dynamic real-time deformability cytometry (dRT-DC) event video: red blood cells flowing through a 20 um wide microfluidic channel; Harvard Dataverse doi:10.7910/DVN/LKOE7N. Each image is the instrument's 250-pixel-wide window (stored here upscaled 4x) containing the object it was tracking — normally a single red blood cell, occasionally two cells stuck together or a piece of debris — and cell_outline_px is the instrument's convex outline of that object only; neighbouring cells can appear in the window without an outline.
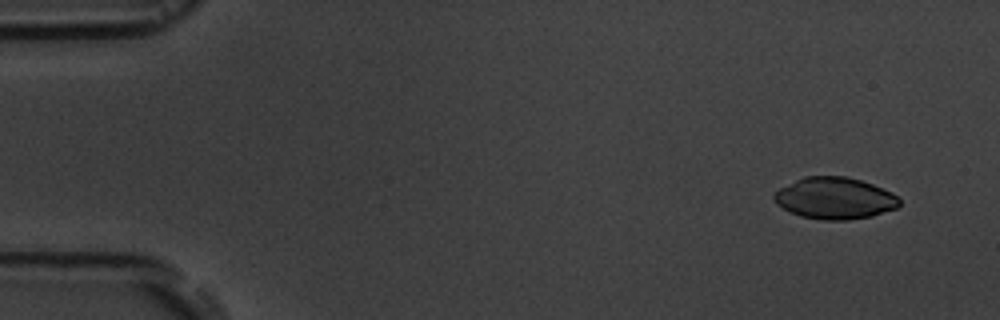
{"species": "common noctule bat (a hibernating species)", "species_latin": "Nyctalus noctula", "temperature_condition": "room temperature", "stored_images_in_passage": 7, "camera_frame_rate_fps": 3000, "um_per_image_px": 0.085, "animal": {"sex": "male", "body_mass_g": 19.5, "forearm_length_mm": 54.6}, "frame": {"image": 1, "passage_image": 1, "time_ms": 0.0, "image_size_px": [1000, 320], "cell_outline_px": [[900, 204], [896, 208], [872, 216], [848, 220], [820, 220], [800, 216], [788, 212], [776, 204], [772, 196], [780, 188], [804, 176], [848, 176], [872, 184], [892, 192], [900, 200]], "centroid_in_image_um": [70.93, 16.86], "position_along_channel_um": 14.1, "area_um2": 30.58}}